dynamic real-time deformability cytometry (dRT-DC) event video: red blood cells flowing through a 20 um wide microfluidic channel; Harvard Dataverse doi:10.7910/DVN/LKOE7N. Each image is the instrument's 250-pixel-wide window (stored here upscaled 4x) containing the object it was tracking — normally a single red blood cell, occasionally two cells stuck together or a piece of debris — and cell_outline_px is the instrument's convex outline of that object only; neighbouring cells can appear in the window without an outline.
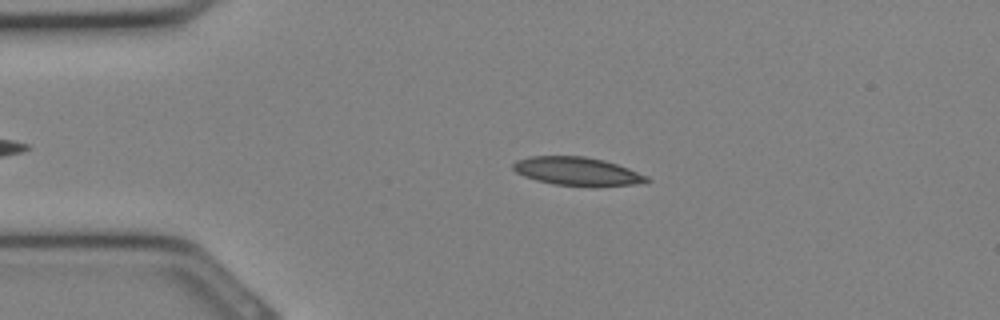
{"species": "Egyptian fruit bat (a non-hibernating species)", "species_latin": "Rousettus aegyptiacus", "temperature_condition": "cold", "stored_images_in_passage": 27, "camera_frame_rate_fps": 3000, "um_per_image_px": 0.085, "animal": {"sex": "female"}, "frame": {"image": 1, "passage_image": 5, "time_ms": 1.333, "image_size_px": [1000, 320], "cell_outline_px": [[652, 180], [632, 184], [552, 184], [536, 180], [524, 176], [516, 172], [512, 168], [512, 164], [516, 160], [528, 156], [584, 156], [604, 160], [628, 168], [648, 176]], "centroid_in_image_um": [48.97, 14.51], "position_along_channel_um": 36.0, "area_um2": 21.33}}
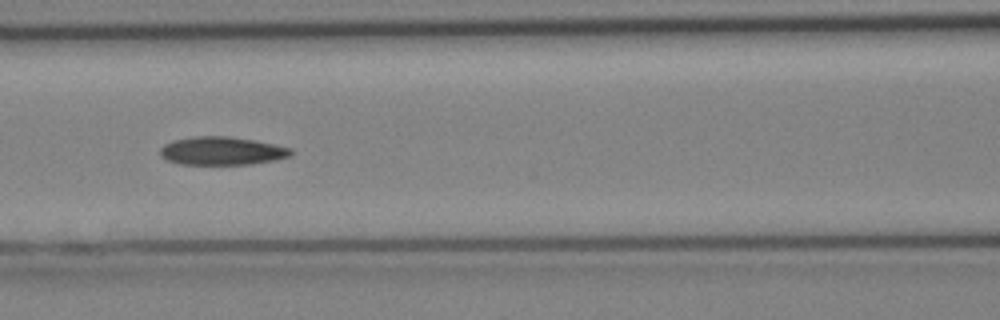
{"frame": {"image": 2, "passage_image": 12, "time_ms": 3.667, "image_size_px": [1000, 320], "cell_outline_px": [[292, 156], [276, 160], [252, 164], [180, 164], [168, 160], [160, 156], [160, 148], [164, 144], [172, 140], [196, 136], [228, 136], [252, 140], [292, 148]], "centroid_in_image_um": [18.85, 12.83], "position_along_channel_um": 147.7, "area_um2": 21.5}}
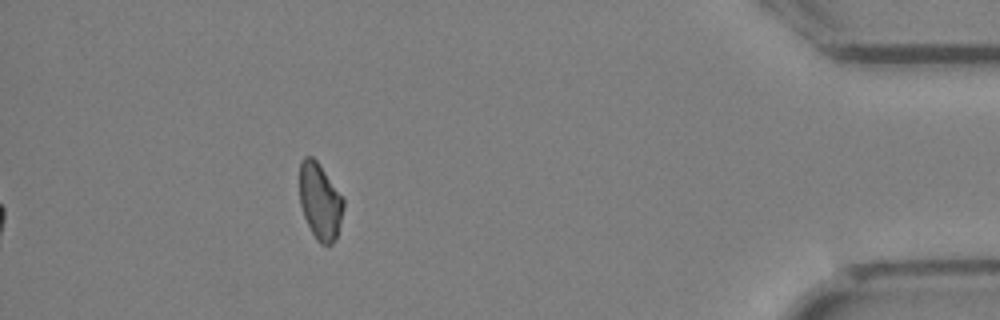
{"frame": {"image": 3, "passage_image": 27, "time_ms": 8.667, "image_size_px": [1000, 320], "cell_outline_px": [[344, 208], [336, 236], [332, 244], [320, 244], [316, 240], [304, 216], [300, 204], [300, 160], [304, 156], [312, 156], [316, 160], [344, 196]], "centroid_in_image_um": [27.21, 17.08], "position_along_channel_um": 408.0, "area_um2": 19.59}}